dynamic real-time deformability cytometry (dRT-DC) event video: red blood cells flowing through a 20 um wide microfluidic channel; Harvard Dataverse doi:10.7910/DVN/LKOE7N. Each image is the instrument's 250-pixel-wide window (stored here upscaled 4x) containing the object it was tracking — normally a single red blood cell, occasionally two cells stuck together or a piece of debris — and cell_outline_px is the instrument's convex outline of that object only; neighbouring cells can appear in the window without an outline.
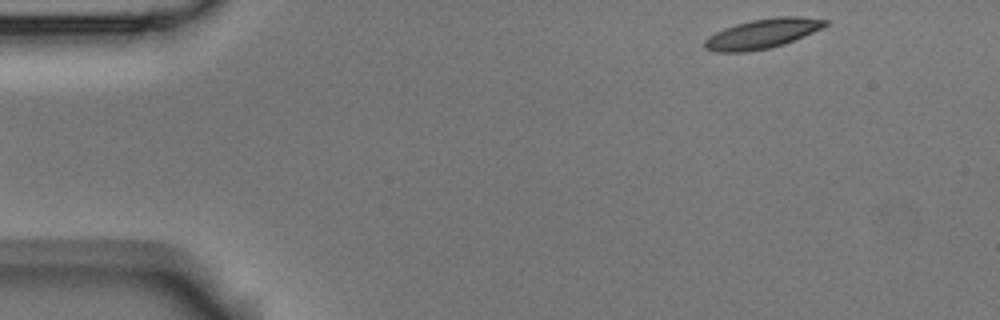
{"species": "Egyptian fruit bat (a non-hibernating species)", "species_latin": "Rousettus aegyptiacus", "temperature_condition": "room temperature", "stored_images_in_passage": 3, "segment_of_instrument_passage": [2, 2], "camera_frame_rate_fps": 3000, "um_per_image_px": 0.085, "animal": {"sex": "male"}, "frame": {"image": 1, "passage_image": 3, "time_ms": 0.667, "image_size_px": [1000, 320], "cell_outline_px": [[828, 24], [824, 28], [784, 44], [768, 48], [748, 52], [716, 52], [704, 48], [704, 40], [708, 36], [724, 28], [736, 24], [752, 20], [776, 16], [800, 16], [828, 20]], "centroid_in_image_um": [64.82, 2.86], "position_along_channel_um": 20.2, "area_um2": 20.92}}